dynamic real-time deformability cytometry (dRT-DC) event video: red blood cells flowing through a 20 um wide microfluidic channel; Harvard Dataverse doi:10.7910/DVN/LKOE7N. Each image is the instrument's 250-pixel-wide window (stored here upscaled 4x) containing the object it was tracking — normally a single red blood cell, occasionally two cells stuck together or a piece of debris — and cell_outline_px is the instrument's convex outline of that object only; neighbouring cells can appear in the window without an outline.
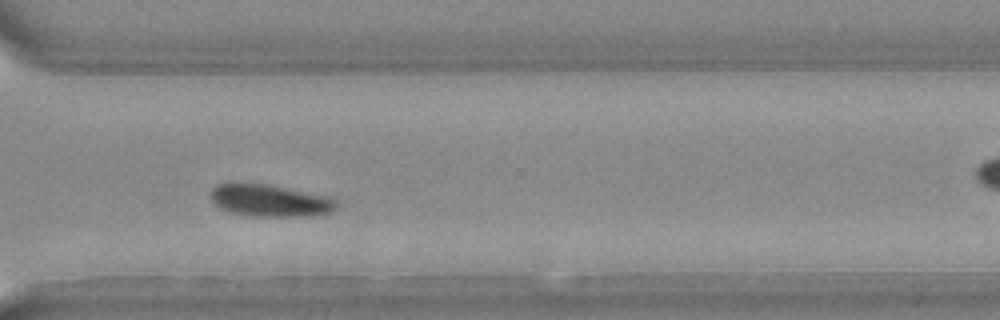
{"species": "Egyptian fruit bat (a non-hibernating species)", "species_latin": "Rousettus aegyptiacus", "temperature_condition": "warm", "stored_images_in_passage": 22, "camera_frame_rate_fps": 3000, "um_per_image_px": 0.085, "animal": {"sex": "female"}, "frame": {"image": 1, "passage_image": 16, "time_ms": 5.0, "image_size_px": [1000, 320], "cell_outline_px": [[340, 200], [336, 208], [332, 212], [312, 216], [248, 216], [232, 212], [220, 208], [212, 200], [212, 188], [216, 184], [228, 180], [236, 180], [264, 184], [332, 196]], "centroid_in_image_um": [22.96, 17.01], "position_along_channel_um": 347.6, "area_um2": 24.33}}